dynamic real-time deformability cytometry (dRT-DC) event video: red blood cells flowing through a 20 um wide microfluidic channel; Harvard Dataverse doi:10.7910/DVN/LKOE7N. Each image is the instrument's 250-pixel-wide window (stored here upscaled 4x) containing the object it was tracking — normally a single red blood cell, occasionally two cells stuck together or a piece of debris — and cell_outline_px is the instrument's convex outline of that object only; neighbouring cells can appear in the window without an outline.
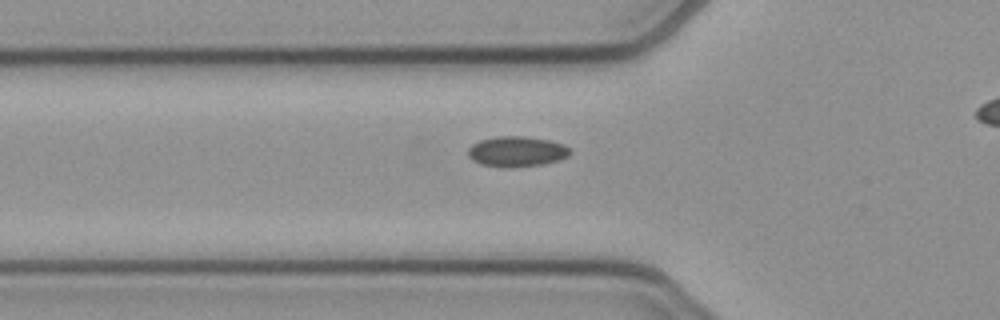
{"species": "common noctule bat (a hibernating species)", "species_latin": "Nyctalus noctula", "temperature_condition": "cold", "stored_images_in_passage": 36, "camera_frame_rate_fps": 3000, "um_per_image_px": 0.085, "animal": {"sex": "female", "body_mass_g": 21.9}, "frame": {"image": 1, "passage_image": 11, "time_ms": 3.333, "image_size_px": [1000, 320], "cell_outline_px": [[572, 152], [568, 156], [560, 160], [540, 164], [480, 164], [472, 160], [468, 156], [468, 148], [472, 144], [480, 140], [496, 136], [524, 136], [548, 140], [564, 144]], "centroid_in_image_um": [43.93, 12.82], "position_along_channel_um": 81.9, "area_um2": 17.22}}
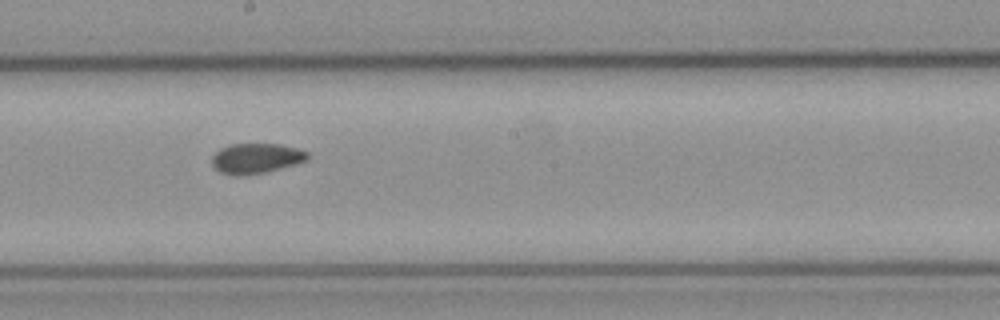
{"frame": {"image": 2, "passage_image": 22, "time_ms": 7.0, "image_size_px": [1000, 320], "cell_outline_px": [[308, 156], [304, 160], [296, 164], [268, 172], [244, 176], [236, 176], [220, 172], [212, 164], [212, 156], [220, 148], [232, 144], [280, 144], [296, 148], [308, 152]], "centroid_in_image_um": [21.75, 13.47], "position_along_channel_um": 226.5, "area_um2": 16.82}}
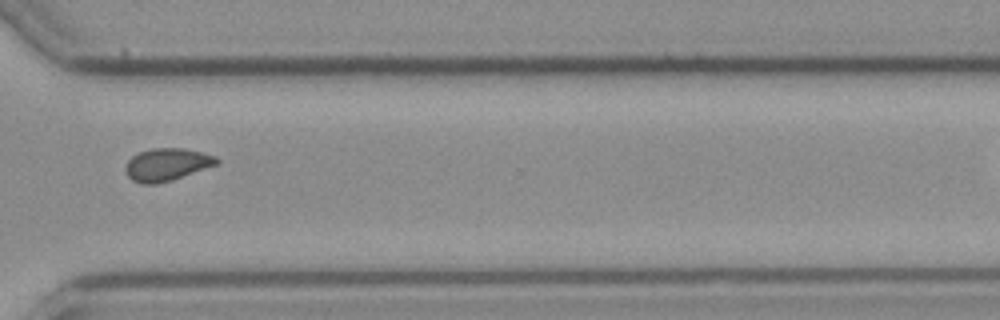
{"frame": {"image": 3, "passage_image": 32, "time_ms": 10.333, "image_size_px": [1000, 320], "cell_outline_px": [[220, 164], [172, 180], [156, 184], [140, 184], [132, 180], [128, 176], [124, 168], [128, 160], [132, 156], [140, 152], [152, 148], [184, 148], [216, 156], [220, 160]], "centroid_in_image_um": [14.2, 13.99], "position_along_channel_um": 356.4, "area_um2": 17.46}}